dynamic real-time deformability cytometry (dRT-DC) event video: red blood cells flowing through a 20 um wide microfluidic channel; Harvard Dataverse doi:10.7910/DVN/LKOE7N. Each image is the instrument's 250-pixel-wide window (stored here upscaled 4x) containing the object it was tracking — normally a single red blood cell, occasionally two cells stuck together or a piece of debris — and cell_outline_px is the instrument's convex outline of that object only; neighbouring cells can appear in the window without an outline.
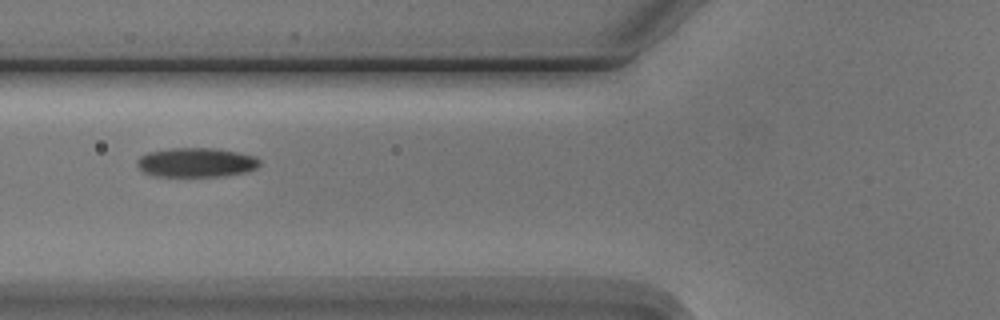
{"species": "Egyptian fruit bat (a non-hibernating species)", "species_latin": "Rousettus aegyptiacus", "temperature_condition": "cold", "stored_images_in_passage": 7, "camera_frame_rate_fps": 3000, "um_per_image_px": 0.085, "animal": {"sex": "male"}, "frame": {"image": 1, "passage_image": 5, "time_ms": 5.333, "image_size_px": [1000, 320], "cell_outline_px": [[260, 164], [256, 168], [244, 172], [220, 176], [156, 176], [144, 172], [136, 164], [136, 160], [140, 156], [148, 152], [172, 148], [216, 148], [236, 152], [252, 156], [260, 160]], "centroid_in_image_um": [16.64, 13.8], "position_along_channel_um": 109.2, "area_um2": 20.75}}
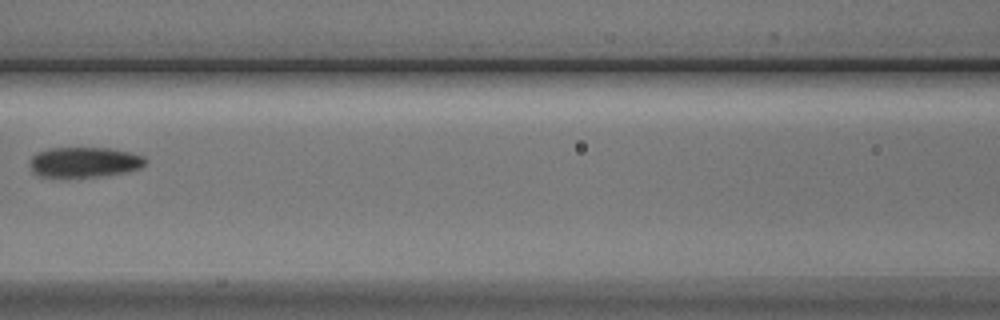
{"frame": {"image": 2, "passage_image": 6, "time_ms": 6.667, "image_size_px": [1000, 320], "cell_outline_px": [[148, 160], [140, 168], [128, 172], [96, 176], [40, 176], [32, 172], [32, 156], [36, 152], [48, 148], [108, 148], [128, 152], [144, 156]], "centroid_in_image_um": [7.2, 13.77], "position_along_channel_um": 159.4, "area_um2": 20.06}}
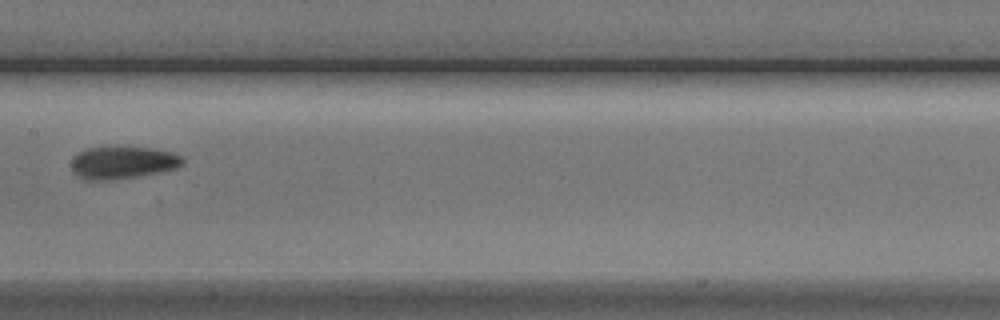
{"frame": {"image": 3, "passage_image": 7, "time_ms": 7.667, "image_size_px": [1000, 320], "cell_outline_px": [[184, 164], [176, 168], [136, 176], [108, 180], [88, 180], [72, 172], [72, 160], [80, 152], [88, 148], [112, 144], [120, 144], [152, 148], [172, 152], [184, 156]], "centroid_in_image_um": [10.45, 13.76], "position_along_channel_um": 196.9, "area_um2": 21.56}}